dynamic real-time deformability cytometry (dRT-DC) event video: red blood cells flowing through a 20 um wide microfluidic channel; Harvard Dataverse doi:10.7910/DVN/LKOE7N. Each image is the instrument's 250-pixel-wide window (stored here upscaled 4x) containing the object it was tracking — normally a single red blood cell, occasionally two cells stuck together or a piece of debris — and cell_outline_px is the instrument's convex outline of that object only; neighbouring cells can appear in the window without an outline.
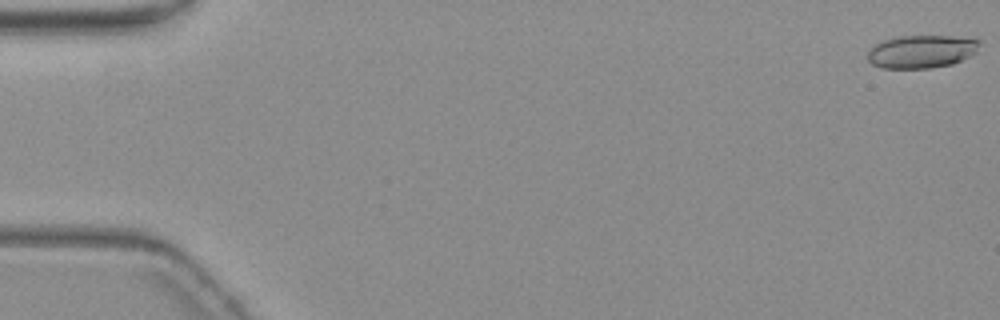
{"species": "common noctule bat (a hibernating species)", "species_latin": "Nyctalus noctula", "temperature_condition": "warm", "stored_images_in_passage": 4, "camera_frame_rate_fps": 3000, "um_per_image_px": 0.085, "animal": {"sex": "female", "body_mass_g": 19.3, "forearm_length_mm": 54.1}, "frame": {"image": 1, "passage_image": 1, "time_ms": 0.0, "image_size_px": [1000, 320], "cell_outline_px": [[980, 40], [976, 52], [952, 64], [928, 68], [880, 68], [872, 64], [868, 60], [868, 48], [884, 40], [900, 36], [952, 36]], "centroid_in_image_um": [78.28, 4.38], "position_along_channel_um": 6.7, "area_um2": 21.33}}